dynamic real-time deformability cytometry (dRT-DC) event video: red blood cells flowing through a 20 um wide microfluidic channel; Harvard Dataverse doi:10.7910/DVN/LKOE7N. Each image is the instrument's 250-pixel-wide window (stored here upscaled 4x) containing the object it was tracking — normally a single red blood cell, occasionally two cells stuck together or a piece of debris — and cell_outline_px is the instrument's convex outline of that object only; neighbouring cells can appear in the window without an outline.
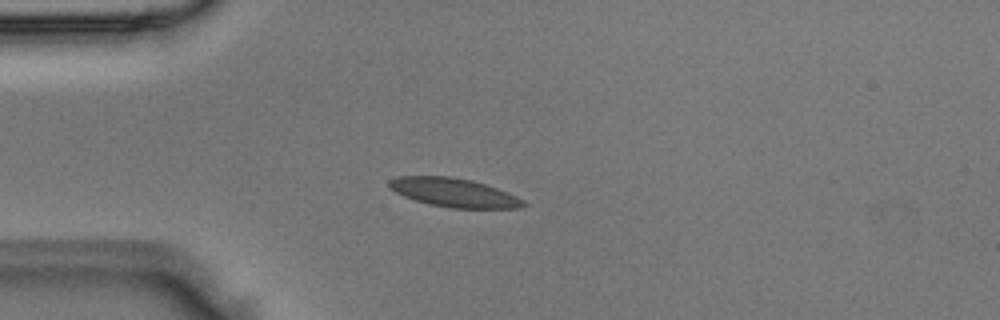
{"species": "Egyptian fruit bat (a non-hibernating species)", "species_latin": "Rousettus aegyptiacus", "temperature_condition": "room temperature", "stored_images_in_passage": 3, "camera_frame_rate_fps": 3000, "um_per_image_px": 0.085, "animal": {"sex": "male"}, "frame": {"image": 1, "passage_image": 2, "time_ms": 0.333, "image_size_px": [1000, 320], "cell_outline_px": [[528, 204], [520, 208], [452, 208], [428, 204], [404, 196], [388, 188], [388, 180], [396, 176], [448, 176], [472, 180], [508, 192], [524, 200]], "centroid_in_image_um": [38.57, 16.37], "position_along_channel_um": 46.4, "area_um2": 22.54}}